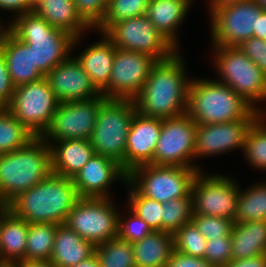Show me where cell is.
<instances>
[{
    "label": "cell",
    "instance_id": "1",
    "mask_svg": "<svg viewBox=\"0 0 266 267\" xmlns=\"http://www.w3.org/2000/svg\"><path fill=\"white\" fill-rule=\"evenodd\" d=\"M184 65L177 51L154 64L142 90L133 99L137 113L167 119L186 112L191 81L185 76Z\"/></svg>",
    "mask_w": 266,
    "mask_h": 267
},
{
    "label": "cell",
    "instance_id": "2",
    "mask_svg": "<svg viewBox=\"0 0 266 267\" xmlns=\"http://www.w3.org/2000/svg\"><path fill=\"white\" fill-rule=\"evenodd\" d=\"M73 180L51 173L29 190L18 194L6 206L29 224H63L78 200Z\"/></svg>",
    "mask_w": 266,
    "mask_h": 267
},
{
    "label": "cell",
    "instance_id": "3",
    "mask_svg": "<svg viewBox=\"0 0 266 267\" xmlns=\"http://www.w3.org/2000/svg\"><path fill=\"white\" fill-rule=\"evenodd\" d=\"M48 142L35 137L22 148L0 153V207L52 173Z\"/></svg>",
    "mask_w": 266,
    "mask_h": 267
},
{
    "label": "cell",
    "instance_id": "4",
    "mask_svg": "<svg viewBox=\"0 0 266 267\" xmlns=\"http://www.w3.org/2000/svg\"><path fill=\"white\" fill-rule=\"evenodd\" d=\"M256 109L230 86L218 81L192 80L186 113L197 124L247 120Z\"/></svg>",
    "mask_w": 266,
    "mask_h": 267
},
{
    "label": "cell",
    "instance_id": "5",
    "mask_svg": "<svg viewBox=\"0 0 266 267\" xmlns=\"http://www.w3.org/2000/svg\"><path fill=\"white\" fill-rule=\"evenodd\" d=\"M8 30L32 48L34 66L44 76L68 58V52L80 38L52 27L33 11L17 16Z\"/></svg>",
    "mask_w": 266,
    "mask_h": 267
},
{
    "label": "cell",
    "instance_id": "6",
    "mask_svg": "<svg viewBox=\"0 0 266 267\" xmlns=\"http://www.w3.org/2000/svg\"><path fill=\"white\" fill-rule=\"evenodd\" d=\"M136 113L133 100L105 99L90 138L95 154L116 160L124 171L127 136Z\"/></svg>",
    "mask_w": 266,
    "mask_h": 267
},
{
    "label": "cell",
    "instance_id": "7",
    "mask_svg": "<svg viewBox=\"0 0 266 267\" xmlns=\"http://www.w3.org/2000/svg\"><path fill=\"white\" fill-rule=\"evenodd\" d=\"M198 171V167L147 164L132 170L126 183H132L141 195L164 203L188 196Z\"/></svg>",
    "mask_w": 266,
    "mask_h": 267
},
{
    "label": "cell",
    "instance_id": "8",
    "mask_svg": "<svg viewBox=\"0 0 266 267\" xmlns=\"http://www.w3.org/2000/svg\"><path fill=\"white\" fill-rule=\"evenodd\" d=\"M215 50L216 67L222 77L220 82L260 110L253 103L266 100V74L237 46H216Z\"/></svg>",
    "mask_w": 266,
    "mask_h": 267
},
{
    "label": "cell",
    "instance_id": "9",
    "mask_svg": "<svg viewBox=\"0 0 266 267\" xmlns=\"http://www.w3.org/2000/svg\"><path fill=\"white\" fill-rule=\"evenodd\" d=\"M59 103L44 77L15 87L7 111L36 137H41Z\"/></svg>",
    "mask_w": 266,
    "mask_h": 267
},
{
    "label": "cell",
    "instance_id": "10",
    "mask_svg": "<svg viewBox=\"0 0 266 267\" xmlns=\"http://www.w3.org/2000/svg\"><path fill=\"white\" fill-rule=\"evenodd\" d=\"M109 200L79 197L64 224L94 246L117 238L119 213Z\"/></svg>",
    "mask_w": 266,
    "mask_h": 267
},
{
    "label": "cell",
    "instance_id": "11",
    "mask_svg": "<svg viewBox=\"0 0 266 267\" xmlns=\"http://www.w3.org/2000/svg\"><path fill=\"white\" fill-rule=\"evenodd\" d=\"M104 34L116 48L146 53L157 61L169 59L177 51L146 15L118 21Z\"/></svg>",
    "mask_w": 266,
    "mask_h": 267
},
{
    "label": "cell",
    "instance_id": "12",
    "mask_svg": "<svg viewBox=\"0 0 266 267\" xmlns=\"http://www.w3.org/2000/svg\"><path fill=\"white\" fill-rule=\"evenodd\" d=\"M196 127L197 123L186 112L163 119L154 165L196 168L189 162L194 158Z\"/></svg>",
    "mask_w": 266,
    "mask_h": 267
},
{
    "label": "cell",
    "instance_id": "13",
    "mask_svg": "<svg viewBox=\"0 0 266 267\" xmlns=\"http://www.w3.org/2000/svg\"><path fill=\"white\" fill-rule=\"evenodd\" d=\"M263 8L256 0L241 1L211 10L215 46H238L253 37Z\"/></svg>",
    "mask_w": 266,
    "mask_h": 267
},
{
    "label": "cell",
    "instance_id": "14",
    "mask_svg": "<svg viewBox=\"0 0 266 267\" xmlns=\"http://www.w3.org/2000/svg\"><path fill=\"white\" fill-rule=\"evenodd\" d=\"M157 60L146 53L115 47L109 85L101 92L106 99L133 100L142 90Z\"/></svg>",
    "mask_w": 266,
    "mask_h": 267
},
{
    "label": "cell",
    "instance_id": "15",
    "mask_svg": "<svg viewBox=\"0 0 266 267\" xmlns=\"http://www.w3.org/2000/svg\"><path fill=\"white\" fill-rule=\"evenodd\" d=\"M105 99L101 94L89 100L59 103L42 139L46 141L49 137L56 142L67 139L90 140L100 104Z\"/></svg>",
    "mask_w": 266,
    "mask_h": 267
},
{
    "label": "cell",
    "instance_id": "16",
    "mask_svg": "<svg viewBox=\"0 0 266 267\" xmlns=\"http://www.w3.org/2000/svg\"><path fill=\"white\" fill-rule=\"evenodd\" d=\"M193 215L228 218L234 222L239 189L227 176L204 177L200 171L191 187Z\"/></svg>",
    "mask_w": 266,
    "mask_h": 267
},
{
    "label": "cell",
    "instance_id": "17",
    "mask_svg": "<svg viewBox=\"0 0 266 267\" xmlns=\"http://www.w3.org/2000/svg\"><path fill=\"white\" fill-rule=\"evenodd\" d=\"M261 113V110H256L247 120L197 124L194 157L219 154L237 147L244 149L248 129L259 116H262Z\"/></svg>",
    "mask_w": 266,
    "mask_h": 267
},
{
    "label": "cell",
    "instance_id": "18",
    "mask_svg": "<svg viewBox=\"0 0 266 267\" xmlns=\"http://www.w3.org/2000/svg\"><path fill=\"white\" fill-rule=\"evenodd\" d=\"M44 77L60 103L89 100L101 95L75 58L68 57Z\"/></svg>",
    "mask_w": 266,
    "mask_h": 267
},
{
    "label": "cell",
    "instance_id": "19",
    "mask_svg": "<svg viewBox=\"0 0 266 267\" xmlns=\"http://www.w3.org/2000/svg\"><path fill=\"white\" fill-rule=\"evenodd\" d=\"M162 120L136 113L127 136L125 172L129 174L136 167L153 164L156 143L160 137Z\"/></svg>",
    "mask_w": 266,
    "mask_h": 267
},
{
    "label": "cell",
    "instance_id": "20",
    "mask_svg": "<svg viewBox=\"0 0 266 267\" xmlns=\"http://www.w3.org/2000/svg\"><path fill=\"white\" fill-rule=\"evenodd\" d=\"M117 178L127 181L128 174L122 166L116 160L95 154L72 180L78 197L108 198V185Z\"/></svg>",
    "mask_w": 266,
    "mask_h": 267
},
{
    "label": "cell",
    "instance_id": "21",
    "mask_svg": "<svg viewBox=\"0 0 266 267\" xmlns=\"http://www.w3.org/2000/svg\"><path fill=\"white\" fill-rule=\"evenodd\" d=\"M0 51L3 54L15 87L44 78L34 66L32 48L15 37L9 30L0 39Z\"/></svg>",
    "mask_w": 266,
    "mask_h": 267
},
{
    "label": "cell",
    "instance_id": "22",
    "mask_svg": "<svg viewBox=\"0 0 266 267\" xmlns=\"http://www.w3.org/2000/svg\"><path fill=\"white\" fill-rule=\"evenodd\" d=\"M28 222L0 207V264L14 265L25 257Z\"/></svg>",
    "mask_w": 266,
    "mask_h": 267
},
{
    "label": "cell",
    "instance_id": "23",
    "mask_svg": "<svg viewBox=\"0 0 266 267\" xmlns=\"http://www.w3.org/2000/svg\"><path fill=\"white\" fill-rule=\"evenodd\" d=\"M50 145L52 173L73 178L95 155L90 140L67 139Z\"/></svg>",
    "mask_w": 266,
    "mask_h": 267
},
{
    "label": "cell",
    "instance_id": "24",
    "mask_svg": "<svg viewBox=\"0 0 266 267\" xmlns=\"http://www.w3.org/2000/svg\"><path fill=\"white\" fill-rule=\"evenodd\" d=\"M95 246L66 224H58L50 262L56 267H73L94 254Z\"/></svg>",
    "mask_w": 266,
    "mask_h": 267
},
{
    "label": "cell",
    "instance_id": "25",
    "mask_svg": "<svg viewBox=\"0 0 266 267\" xmlns=\"http://www.w3.org/2000/svg\"><path fill=\"white\" fill-rule=\"evenodd\" d=\"M33 12L52 27L61 29L74 38L90 26L80 17L73 0H37Z\"/></svg>",
    "mask_w": 266,
    "mask_h": 267
},
{
    "label": "cell",
    "instance_id": "26",
    "mask_svg": "<svg viewBox=\"0 0 266 267\" xmlns=\"http://www.w3.org/2000/svg\"><path fill=\"white\" fill-rule=\"evenodd\" d=\"M102 35V41L89 46L78 58L75 57L100 92L109 85L115 55L113 42L105 34Z\"/></svg>",
    "mask_w": 266,
    "mask_h": 267
},
{
    "label": "cell",
    "instance_id": "27",
    "mask_svg": "<svg viewBox=\"0 0 266 267\" xmlns=\"http://www.w3.org/2000/svg\"><path fill=\"white\" fill-rule=\"evenodd\" d=\"M191 0H149L146 17L176 48V31L189 9Z\"/></svg>",
    "mask_w": 266,
    "mask_h": 267
},
{
    "label": "cell",
    "instance_id": "28",
    "mask_svg": "<svg viewBox=\"0 0 266 267\" xmlns=\"http://www.w3.org/2000/svg\"><path fill=\"white\" fill-rule=\"evenodd\" d=\"M233 260L266 254V221L233 223L231 229Z\"/></svg>",
    "mask_w": 266,
    "mask_h": 267
},
{
    "label": "cell",
    "instance_id": "29",
    "mask_svg": "<svg viewBox=\"0 0 266 267\" xmlns=\"http://www.w3.org/2000/svg\"><path fill=\"white\" fill-rule=\"evenodd\" d=\"M132 247L136 267H166L174 251L173 234L152 231Z\"/></svg>",
    "mask_w": 266,
    "mask_h": 267
},
{
    "label": "cell",
    "instance_id": "30",
    "mask_svg": "<svg viewBox=\"0 0 266 267\" xmlns=\"http://www.w3.org/2000/svg\"><path fill=\"white\" fill-rule=\"evenodd\" d=\"M57 224L28 223L25 259L50 261Z\"/></svg>",
    "mask_w": 266,
    "mask_h": 267
},
{
    "label": "cell",
    "instance_id": "31",
    "mask_svg": "<svg viewBox=\"0 0 266 267\" xmlns=\"http://www.w3.org/2000/svg\"><path fill=\"white\" fill-rule=\"evenodd\" d=\"M266 221V184H258L239 193L234 223Z\"/></svg>",
    "mask_w": 266,
    "mask_h": 267
},
{
    "label": "cell",
    "instance_id": "32",
    "mask_svg": "<svg viewBox=\"0 0 266 267\" xmlns=\"http://www.w3.org/2000/svg\"><path fill=\"white\" fill-rule=\"evenodd\" d=\"M35 137L7 109L0 108V153L22 148Z\"/></svg>",
    "mask_w": 266,
    "mask_h": 267
},
{
    "label": "cell",
    "instance_id": "33",
    "mask_svg": "<svg viewBox=\"0 0 266 267\" xmlns=\"http://www.w3.org/2000/svg\"><path fill=\"white\" fill-rule=\"evenodd\" d=\"M101 267H136L132 244L117 238L95 246Z\"/></svg>",
    "mask_w": 266,
    "mask_h": 267
},
{
    "label": "cell",
    "instance_id": "34",
    "mask_svg": "<svg viewBox=\"0 0 266 267\" xmlns=\"http://www.w3.org/2000/svg\"><path fill=\"white\" fill-rule=\"evenodd\" d=\"M192 193L162 203V232L174 234L184 224L192 222Z\"/></svg>",
    "mask_w": 266,
    "mask_h": 267
},
{
    "label": "cell",
    "instance_id": "35",
    "mask_svg": "<svg viewBox=\"0 0 266 267\" xmlns=\"http://www.w3.org/2000/svg\"><path fill=\"white\" fill-rule=\"evenodd\" d=\"M149 0H108L103 21L96 27L104 34L114 23L146 15Z\"/></svg>",
    "mask_w": 266,
    "mask_h": 267
},
{
    "label": "cell",
    "instance_id": "36",
    "mask_svg": "<svg viewBox=\"0 0 266 267\" xmlns=\"http://www.w3.org/2000/svg\"><path fill=\"white\" fill-rule=\"evenodd\" d=\"M260 118L262 119L259 116L249 127L243 152L254 167L266 170V125Z\"/></svg>",
    "mask_w": 266,
    "mask_h": 267
},
{
    "label": "cell",
    "instance_id": "37",
    "mask_svg": "<svg viewBox=\"0 0 266 267\" xmlns=\"http://www.w3.org/2000/svg\"><path fill=\"white\" fill-rule=\"evenodd\" d=\"M173 238L175 251L204 259L207 240L193 222L184 224Z\"/></svg>",
    "mask_w": 266,
    "mask_h": 267
},
{
    "label": "cell",
    "instance_id": "38",
    "mask_svg": "<svg viewBox=\"0 0 266 267\" xmlns=\"http://www.w3.org/2000/svg\"><path fill=\"white\" fill-rule=\"evenodd\" d=\"M130 209L143 219L153 231H162V203L130 190Z\"/></svg>",
    "mask_w": 266,
    "mask_h": 267
},
{
    "label": "cell",
    "instance_id": "39",
    "mask_svg": "<svg viewBox=\"0 0 266 267\" xmlns=\"http://www.w3.org/2000/svg\"><path fill=\"white\" fill-rule=\"evenodd\" d=\"M192 222L198 228L206 240L223 238L231 233L233 221L228 218H220L207 215H193Z\"/></svg>",
    "mask_w": 266,
    "mask_h": 267
},
{
    "label": "cell",
    "instance_id": "40",
    "mask_svg": "<svg viewBox=\"0 0 266 267\" xmlns=\"http://www.w3.org/2000/svg\"><path fill=\"white\" fill-rule=\"evenodd\" d=\"M204 259L214 267L228 265L233 260L231 233L223 238L208 239Z\"/></svg>",
    "mask_w": 266,
    "mask_h": 267
},
{
    "label": "cell",
    "instance_id": "41",
    "mask_svg": "<svg viewBox=\"0 0 266 267\" xmlns=\"http://www.w3.org/2000/svg\"><path fill=\"white\" fill-rule=\"evenodd\" d=\"M130 220L122 221L121 217H118V235L117 237L121 240L129 243H135L148 236L153 230L148 224L141 219L133 211Z\"/></svg>",
    "mask_w": 266,
    "mask_h": 267
},
{
    "label": "cell",
    "instance_id": "42",
    "mask_svg": "<svg viewBox=\"0 0 266 267\" xmlns=\"http://www.w3.org/2000/svg\"><path fill=\"white\" fill-rule=\"evenodd\" d=\"M73 2L77 13L90 28L97 27L103 21L108 6V0H73Z\"/></svg>",
    "mask_w": 266,
    "mask_h": 267
},
{
    "label": "cell",
    "instance_id": "43",
    "mask_svg": "<svg viewBox=\"0 0 266 267\" xmlns=\"http://www.w3.org/2000/svg\"><path fill=\"white\" fill-rule=\"evenodd\" d=\"M239 47L266 74V41L251 37L243 41Z\"/></svg>",
    "mask_w": 266,
    "mask_h": 267
},
{
    "label": "cell",
    "instance_id": "44",
    "mask_svg": "<svg viewBox=\"0 0 266 267\" xmlns=\"http://www.w3.org/2000/svg\"><path fill=\"white\" fill-rule=\"evenodd\" d=\"M15 86L12 83L8 66L0 51V108L7 109L11 103Z\"/></svg>",
    "mask_w": 266,
    "mask_h": 267
},
{
    "label": "cell",
    "instance_id": "45",
    "mask_svg": "<svg viewBox=\"0 0 266 267\" xmlns=\"http://www.w3.org/2000/svg\"><path fill=\"white\" fill-rule=\"evenodd\" d=\"M166 267H214L208 261L173 251Z\"/></svg>",
    "mask_w": 266,
    "mask_h": 267
},
{
    "label": "cell",
    "instance_id": "46",
    "mask_svg": "<svg viewBox=\"0 0 266 267\" xmlns=\"http://www.w3.org/2000/svg\"><path fill=\"white\" fill-rule=\"evenodd\" d=\"M34 3L31 0H0V9L14 10L18 15L33 11Z\"/></svg>",
    "mask_w": 266,
    "mask_h": 267
},
{
    "label": "cell",
    "instance_id": "47",
    "mask_svg": "<svg viewBox=\"0 0 266 267\" xmlns=\"http://www.w3.org/2000/svg\"><path fill=\"white\" fill-rule=\"evenodd\" d=\"M225 267H266V254L253 258L232 260Z\"/></svg>",
    "mask_w": 266,
    "mask_h": 267
},
{
    "label": "cell",
    "instance_id": "48",
    "mask_svg": "<svg viewBox=\"0 0 266 267\" xmlns=\"http://www.w3.org/2000/svg\"><path fill=\"white\" fill-rule=\"evenodd\" d=\"M253 37L266 41V10L263 9L261 14L257 16L256 29H254Z\"/></svg>",
    "mask_w": 266,
    "mask_h": 267
},
{
    "label": "cell",
    "instance_id": "49",
    "mask_svg": "<svg viewBox=\"0 0 266 267\" xmlns=\"http://www.w3.org/2000/svg\"><path fill=\"white\" fill-rule=\"evenodd\" d=\"M14 267H56L50 261L34 260V259H23L17 264H14Z\"/></svg>",
    "mask_w": 266,
    "mask_h": 267
},
{
    "label": "cell",
    "instance_id": "50",
    "mask_svg": "<svg viewBox=\"0 0 266 267\" xmlns=\"http://www.w3.org/2000/svg\"><path fill=\"white\" fill-rule=\"evenodd\" d=\"M73 267H101V266H100L99 259L94 253L87 260H84Z\"/></svg>",
    "mask_w": 266,
    "mask_h": 267
},
{
    "label": "cell",
    "instance_id": "51",
    "mask_svg": "<svg viewBox=\"0 0 266 267\" xmlns=\"http://www.w3.org/2000/svg\"><path fill=\"white\" fill-rule=\"evenodd\" d=\"M210 1V7L211 9L213 8H218L221 6H225L228 4H233V3H239L241 1H247V0H209Z\"/></svg>",
    "mask_w": 266,
    "mask_h": 267
},
{
    "label": "cell",
    "instance_id": "52",
    "mask_svg": "<svg viewBox=\"0 0 266 267\" xmlns=\"http://www.w3.org/2000/svg\"><path fill=\"white\" fill-rule=\"evenodd\" d=\"M263 9L266 10V0H256Z\"/></svg>",
    "mask_w": 266,
    "mask_h": 267
},
{
    "label": "cell",
    "instance_id": "53",
    "mask_svg": "<svg viewBox=\"0 0 266 267\" xmlns=\"http://www.w3.org/2000/svg\"><path fill=\"white\" fill-rule=\"evenodd\" d=\"M7 31H8V27L5 30L0 28V39L6 34Z\"/></svg>",
    "mask_w": 266,
    "mask_h": 267
},
{
    "label": "cell",
    "instance_id": "54",
    "mask_svg": "<svg viewBox=\"0 0 266 267\" xmlns=\"http://www.w3.org/2000/svg\"><path fill=\"white\" fill-rule=\"evenodd\" d=\"M0 267H14V265H0Z\"/></svg>",
    "mask_w": 266,
    "mask_h": 267
}]
</instances>
